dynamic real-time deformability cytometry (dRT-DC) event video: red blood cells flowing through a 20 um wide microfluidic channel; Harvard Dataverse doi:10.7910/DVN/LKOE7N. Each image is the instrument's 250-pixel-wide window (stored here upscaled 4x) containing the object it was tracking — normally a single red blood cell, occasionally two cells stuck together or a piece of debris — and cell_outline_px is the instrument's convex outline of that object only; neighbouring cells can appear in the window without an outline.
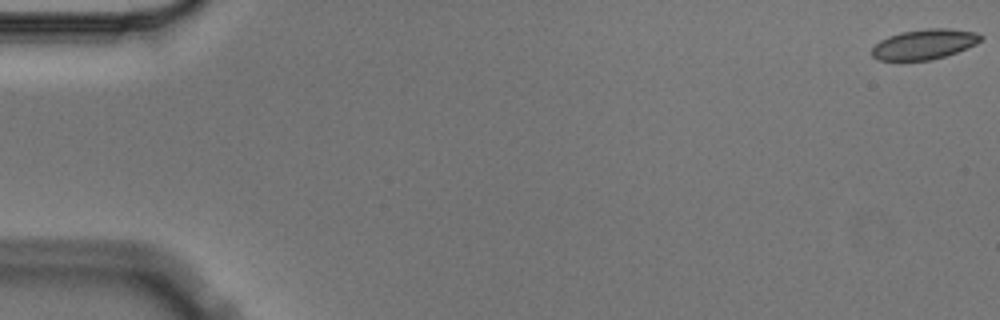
{"species": "Egyptian fruit bat (a non-hibernating species)", "species_latin": "Rousettus aegyptiacus", "temperature_condition": "cold", "stored_images_in_passage": 6, "camera_frame_rate_fps": 3000, "um_per_image_px": 0.085, "animal": {"sex": "male"}, "frame": {"image": 1, "passage_image": 1, "time_ms": 0.0, "image_size_px": [1000, 320], "cell_outline_px": [[984, 40], [976, 44], [956, 52], [932, 60], [880, 60], [872, 56], [872, 48], [880, 40], [888, 36], [900, 32], [928, 28], [948, 28], [976, 32], [984, 36]], "centroid_in_image_um": [78.6, 3.75], "position_along_channel_um": 6.4, "area_um2": 19.13}}
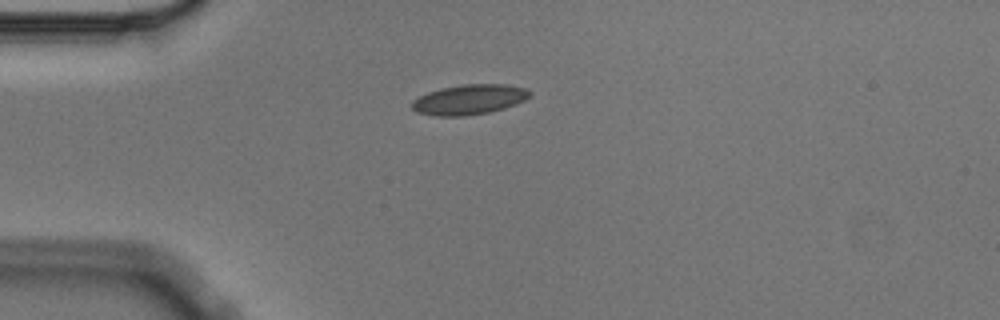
{"frame": {"image": 2, "passage_image": 5, "time_ms": 1.333, "image_size_px": [1000, 320], "cell_outline_px": [[532, 96], [516, 104], [504, 108], [488, 112], [464, 116], [436, 116], [416, 112], [412, 108], [412, 100], [428, 92], [440, 88], [464, 84], [508, 84], [528, 88], [532, 92]], "centroid_in_image_um": [39.92, 8.45], "position_along_channel_um": 45.1, "area_um2": 20.81}}